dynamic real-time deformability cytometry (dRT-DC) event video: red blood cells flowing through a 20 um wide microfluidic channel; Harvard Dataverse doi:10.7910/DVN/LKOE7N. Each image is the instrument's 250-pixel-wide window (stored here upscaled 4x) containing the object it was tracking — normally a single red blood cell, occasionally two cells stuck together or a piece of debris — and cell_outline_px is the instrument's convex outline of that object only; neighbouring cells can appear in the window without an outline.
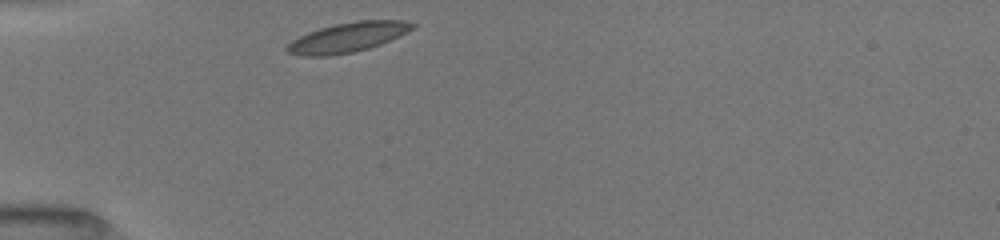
{"species": "common noctule bat (a hibernating species)", "species_latin": "Nyctalus noctula", "temperature_condition": "room temperature", "stored_images_in_passage": 30, "camera_frame_rate_fps": 3000, "um_per_image_px": 0.085, "animal": {"sex": "female", "body_mass_g": 19.5, "forearm_length_mm": 54.1}, "frame": {"image": 1, "passage_image": 1, "time_ms": 0.0, "image_size_px": [1000, 240], "cell_outline_px": [[416, 24], [408, 32], [380, 44], [368, 48], [352, 52], [328, 56], [300, 56], [288, 52], [284, 48], [292, 40], [308, 32], [320, 28], [336, 24], [356, 20], [404, 20]], "centroid_in_image_um": [29.54, 3.17], "position_along_channel_um": 55.5, "area_um2": 21.56}}
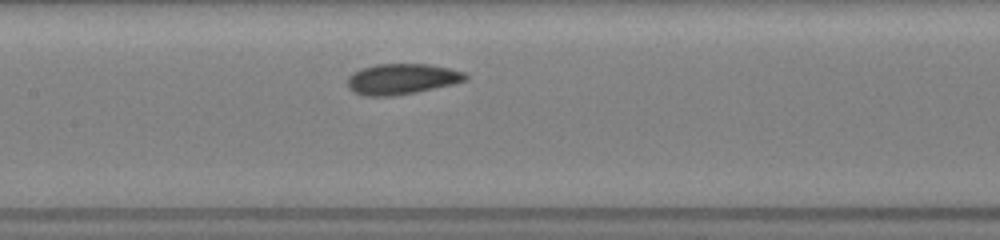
{"frame": {"image": 2, "passage_image": 11, "time_ms": 3.333, "image_size_px": [1000, 240], "cell_outline_px": [[468, 80], [452, 84], [416, 92], [392, 96], [364, 96], [352, 92], [348, 88], [348, 76], [360, 68], [376, 64], [428, 64], [448, 68], [464, 72], [468, 76]], "centroid_in_image_um": [34.12, 6.72], "position_along_channel_um": 173.3, "area_um2": 21.15}}
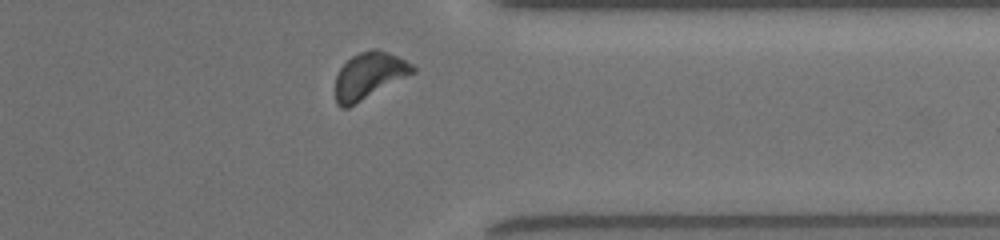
{"frame": {"image": 3, "passage_image": 27, "time_ms": 8.667, "image_size_px": [1000, 240], "cell_outline_px": [[416, 72], [348, 108], [340, 108], [336, 104], [336, 76], [340, 68], [352, 56], [360, 52], [372, 48], [376, 48], [388, 52], [412, 64], [416, 68]], "centroid_in_image_um": [31.37, 6.43], "position_along_channel_um": 380.0, "area_um2": 20.92}, "authors_computed_cell_mechanics": {"area_um2": 20.7213, "velocity_mm_per_s": 3.9434, "shape_relaxation_time_tau1_ms": 3.0493, "shape_relaxation_time_tau2_ms": 3.9508, "deformation_change_tau1": 0.0871, "deformation_change_tau2": 0.0749}}